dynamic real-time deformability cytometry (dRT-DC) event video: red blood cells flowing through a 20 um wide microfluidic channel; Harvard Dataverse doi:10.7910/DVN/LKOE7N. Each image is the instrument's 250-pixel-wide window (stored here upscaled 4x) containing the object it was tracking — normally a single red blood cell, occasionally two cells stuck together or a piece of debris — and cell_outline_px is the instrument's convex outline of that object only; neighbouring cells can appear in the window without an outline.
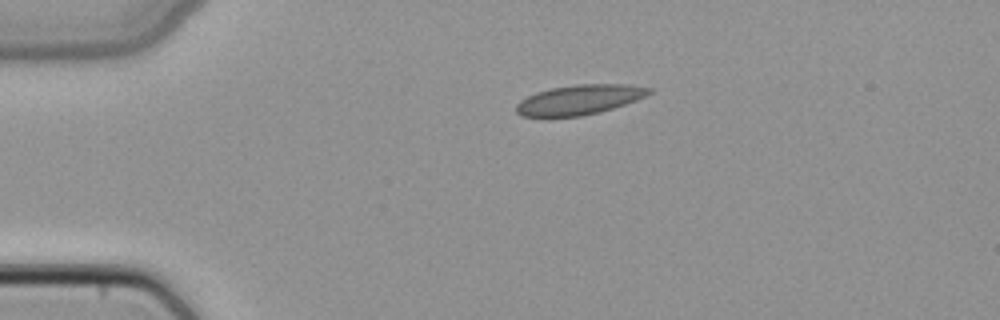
{"species": "common noctule bat (a hibernating species)", "species_latin": "Nyctalus noctula", "temperature_condition": "cold", "stored_images_in_passage": 2, "camera_frame_rate_fps": 3000, "um_per_image_px": 0.085, "animal": {"sex": "female", "body_mass_g": 22.7, "forearm_length_mm": 54.2}, "frame": {"image": 1, "passage_image": 1, "time_ms": 0.0, "image_size_px": [1000, 320], "cell_outline_px": [[652, 92], [636, 100], [600, 112], [580, 116], [520, 116], [516, 112], [516, 104], [520, 100], [536, 92], [552, 88], [576, 84], [628, 84], [652, 88]], "centroid_in_image_um": [49.24, 8.47], "position_along_channel_um": 35.8, "area_um2": 22.89}}